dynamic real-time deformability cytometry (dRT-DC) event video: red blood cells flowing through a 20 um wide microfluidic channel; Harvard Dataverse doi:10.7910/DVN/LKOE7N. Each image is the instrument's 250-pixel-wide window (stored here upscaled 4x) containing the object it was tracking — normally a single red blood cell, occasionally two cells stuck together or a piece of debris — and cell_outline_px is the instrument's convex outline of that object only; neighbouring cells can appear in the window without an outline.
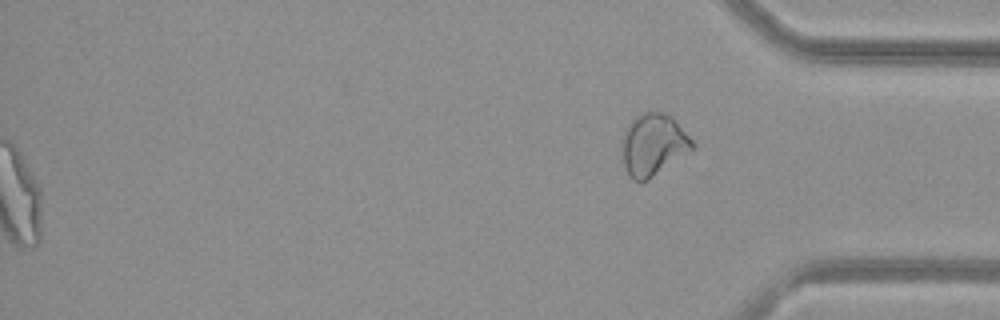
{"species": "common noctule bat (a hibernating species)", "species_latin": "Nyctalus noctula", "temperature_condition": "warm", "stored_images_in_passage": 53, "segment_of_instrument_passage": [2, 2], "camera_frame_rate_fps": 3000, "um_per_image_px": 0.085, "animal": {"sex": "female", "body_mass_g": 29.2, "forearm_length_mm": 56.3}, "frame": {"image": 1, "passage_image": 53, "time_ms": 17.333, "image_size_px": [1000, 320], "cell_outline_px": [[696, 144], [692, 148], [648, 180], [632, 180], [628, 176], [624, 168], [624, 128], [640, 112], [660, 112], [672, 116], [676, 120]], "centroid_in_image_um": [55.52, 12.27], "position_along_channel_um": 379.7, "area_um2": 24.85}}